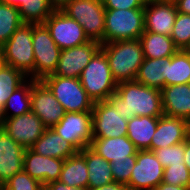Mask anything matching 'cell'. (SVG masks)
Wrapping results in <instances>:
<instances>
[{
  "instance_id": "cell-1",
  "label": "cell",
  "mask_w": 190,
  "mask_h": 190,
  "mask_svg": "<svg viewBox=\"0 0 190 190\" xmlns=\"http://www.w3.org/2000/svg\"><path fill=\"white\" fill-rule=\"evenodd\" d=\"M108 100L116 110H120L126 120L133 116L163 115L161 90L150 88L136 80L117 83L116 92Z\"/></svg>"
},
{
  "instance_id": "cell-2",
  "label": "cell",
  "mask_w": 190,
  "mask_h": 190,
  "mask_svg": "<svg viewBox=\"0 0 190 190\" xmlns=\"http://www.w3.org/2000/svg\"><path fill=\"white\" fill-rule=\"evenodd\" d=\"M105 53L112 77L116 83L133 81L144 61V53L139 39L118 40L101 45Z\"/></svg>"
},
{
  "instance_id": "cell-3",
  "label": "cell",
  "mask_w": 190,
  "mask_h": 190,
  "mask_svg": "<svg viewBox=\"0 0 190 190\" xmlns=\"http://www.w3.org/2000/svg\"><path fill=\"white\" fill-rule=\"evenodd\" d=\"M79 80L93 102L108 100L116 92L117 83L112 77L108 59L101 49L83 69Z\"/></svg>"
},
{
  "instance_id": "cell-4",
  "label": "cell",
  "mask_w": 190,
  "mask_h": 190,
  "mask_svg": "<svg viewBox=\"0 0 190 190\" xmlns=\"http://www.w3.org/2000/svg\"><path fill=\"white\" fill-rule=\"evenodd\" d=\"M33 24L24 23L2 46L3 63L34 80Z\"/></svg>"
},
{
  "instance_id": "cell-5",
  "label": "cell",
  "mask_w": 190,
  "mask_h": 190,
  "mask_svg": "<svg viewBox=\"0 0 190 190\" xmlns=\"http://www.w3.org/2000/svg\"><path fill=\"white\" fill-rule=\"evenodd\" d=\"M103 44L139 39L145 31L144 9H106Z\"/></svg>"
},
{
  "instance_id": "cell-6",
  "label": "cell",
  "mask_w": 190,
  "mask_h": 190,
  "mask_svg": "<svg viewBox=\"0 0 190 190\" xmlns=\"http://www.w3.org/2000/svg\"><path fill=\"white\" fill-rule=\"evenodd\" d=\"M61 10L83 27L89 40L103 44L106 9L102 0H72Z\"/></svg>"
},
{
  "instance_id": "cell-7",
  "label": "cell",
  "mask_w": 190,
  "mask_h": 190,
  "mask_svg": "<svg viewBox=\"0 0 190 190\" xmlns=\"http://www.w3.org/2000/svg\"><path fill=\"white\" fill-rule=\"evenodd\" d=\"M66 112H92L94 102L79 78L49 75L42 80Z\"/></svg>"
},
{
  "instance_id": "cell-8",
  "label": "cell",
  "mask_w": 190,
  "mask_h": 190,
  "mask_svg": "<svg viewBox=\"0 0 190 190\" xmlns=\"http://www.w3.org/2000/svg\"><path fill=\"white\" fill-rule=\"evenodd\" d=\"M34 80H43L54 74L61 49L52 39L44 23L33 24Z\"/></svg>"
},
{
  "instance_id": "cell-9",
  "label": "cell",
  "mask_w": 190,
  "mask_h": 190,
  "mask_svg": "<svg viewBox=\"0 0 190 190\" xmlns=\"http://www.w3.org/2000/svg\"><path fill=\"white\" fill-rule=\"evenodd\" d=\"M128 120L109 101L94 102L92 109L93 138L127 136Z\"/></svg>"
},
{
  "instance_id": "cell-10",
  "label": "cell",
  "mask_w": 190,
  "mask_h": 190,
  "mask_svg": "<svg viewBox=\"0 0 190 190\" xmlns=\"http://www.w3.org/2000/svg\"><path fill=\"white\" fill-rule=\"evenodd\" d=\"M53 129L79 152L93 139L92 112H66Z\"/></svg>"
},
{
  "instance_id": "cell-11",
  "label": "cell",
  "mask_w": 190,
  "mask_h": 190,
  "mask_svg": "<svg viewBox=\"0 0 190 190\" xmlns=\"http://www.w3.org/2000/svg\"><path fill=\"white\" fill-rule=\"evenodd\" d=\"M58 47L72 48L89 42L83 27L62 10H55L44 22Z\"/></svg>"
},
{
  "instance_id": "cell-12",
  "label": "cell",
  "mask_w": 190,
  "mask_h": 190,
  "mask_svg": "<svg viewBox=\"0 0 190 190\" xmlns=\"http://www.w3.org/2000/svg\"><path fill=\"white\" fill-rule=\"evenodd\" d=\"M164 167L151 150H138L128 190H153L163 179Z\"/></svg>"
},
{
  "instance_id": "cell-13",
  "label": "cell",
  "mask_w": 190,
  "mask_h": 190,
  "mask_svg": "<svg viewBox=\"0 0 190 190\" xmlns=\"http://www.w3.org/2000/svg\"><path fill=\"white\" fill-rule=\"evenodd\" d=\"M0 127L24 149H30L46 129L32 111L13 118H0Z\"/></svg>"
},
{
  "instance_id": "cell-14",
  "label": "cell",
  "mask_w": 190,
  "mask_h": 190,
  "mask_svg": "<svg viewBox=\"0 0 190 190\" xmlns=\"http://www.w3.org/2000/svg\"><path fill=\"white\" fill-rule=\"evenodd\" d=\"M31 111L46 128H53L66 114L65 109L42 80H36L31 89Z\"/></svg>"
},
{
  "instance_id": "cell-15",
  "label": "cell",
  "mask_w": 190,
  "mask_h": 190,
  "mask_svg": "<svg viewBox=\"0 0 190 190\" xmlns=\"http://www.w3.org/2000/svg\"><path fill=\"white\" fill-rule=\"evenodd\" d=\"M101 43L90 40L89 42L60 51L57 68L52 75L67 78H79L83 69L93 56L101 49Z\"/></svg>"
},
{
  "instance_id": "cell-16",
  "label": "cell",
  "mask_w": 190,
  "mask_h": 190,
  "mask_svg": "<svg viewBox=\"0 0 190 190\" xmlns=\"http://www.w3.org/2000/svg\"><path fill=\"white\" fill-rule=\"evenodd\" d=\"M190 136V123L181 118L162 115L151 140V151L185 142Z\"/></svg>"
},
{
  "instance_id": "cell-17",
  "label": "cell",
  "mask_w": 190,
  "mask_h": 190,
  "mask_svg": "<svg viewBox=\"0 0 190 190\" xmlns=\"http://www.w3.org/2000/svg\"><path fill=\"white\" fill-rule=\"evenodd\" d=\"M64 161V159L42 156L31 148L25 149L23 171L45 186L59 180Z\"/></svg>"
},
{
  "instance_id": "cell-18",
  "label": "cell",
  "mask_w": 190,
  "mask_h": 190,
  "mask_svg": "<svg viewBox=\"0 0 190 190\" xmlns=\"http://www.w3.org/2000/svg\"><path fill=\"white\" fill-rule=\"evenodd\" d=\"M177 14L174 3L147 0L144 7L145 31L170 37Z\"/></svg>"
},
{
  "instance_id": "cell-19",
  "label": "cell",
  "mask_w": 190,
  "mask_h": 190,
  "mask_svg": "<svg viewBox=\"0 0 190 190\" xmlns=\"http://www.w3.org/2000/svg\"><path fill=\"white\" fill-rule=\"evenodd\" d=\"M25 149L0 127V186L23 171Z\"/></svg>"
},
{
  "instance_id": "cell-20",
  "label": "cell",
  "mask_w": 190,
  "mask_h": 190,
  "mask_svg": "<svg viewBox=\"0 0 190 190\" xmlns=\"http://www.w3.org/2000/svg\"><path fill=\"white\" fill-rule=\"evenodd\" d=\"M163 114L190 123V83L165 86L161 90Z\"/></svg>"
},
{
  "instance_id": "cell-21",
  "label": "cell",
  "mask_w": 190,
  "mask_h": 190,
  "mask_svg": "<svg viewBox=\"0 0 190 190\" xmlns=\"http://www.w3.org/2000/svg\"><path fill=\"white\" fill-rule=\"evenodd\" d=\"M90 148L107 162L128 159V156L137 155L138 149L127 137L93 138Z\"/></svg>"
},
{
  "instance_id": "cell-22",
  "label": "cell",
  "mask_w": 190,
  "mask_h": 190,
  "mask_svg": "<svg viewBox=\"0 0 190 190\" xmlns=\"http://www.w3.org/2000/svg\"><path fill=\"white\" fill-rule=\"evenodd\" d=\"M31 149L42 156L66 159L78 151L53 128H46L43 135L33 144Z\"/></svg>"
},
{
  "instance_id": "cell-23",
  "label": "cell",
  "mask_w": 190,
  "mask_h": 190,
  "mask_svg": "<svg viewBox=\"0 0 190 190\" xmlns=\"http://www.w3.org/2000/svg\"><path fill=\"white\" fill-rule=\"evenodd\" d=\"M79 153L85 158L88 171V188H98L114 182L110 162L98 155L90 147Z\"/></svg>"
},
{
  "instance_id": "cell-24",
  "label": "cell",
  "mask_w": 190,
  "mask_h": 190,
  "mask_svg": "<svg viewBox=\"0 0 190 190\" xmlns=\"http://www.w3.org/2000/svg\"><path fill=\"white\" fill-rule=\"evenodd\" d=\"M159 117L133 116L128 120L127 137L138 150H151V140Z\"/></svg>"
},
{
  "instance_id": "cell-25",
  "label": "cell",
  "mask_w": 190,
  "mask_h": 190,
  "mask_svg": "<svg viewBox=\"0 0 190 190\" xmlns=\"http://www.w3.org/2000/svg\"><path fill=\"white\" fill-rule=\"evenodd\" d=\"M169 58H145L135 80L150 88L162 90L166 86L167 60Z\"/></svg>"
},
{
  "instance_id": "cell-26",
  "label": "cell",
  "mask_w": 190,
  "mask_h": 190,
  "mask_svg": "<svg viewBox=\"0 0 190 190\" xmlns=\"http://www.w3.org/2000/svg\"><path fill=\"white\" fill-rule=\"evenodd\" d=\"M0 2L18 7L22 20L29 24L44 23L55 11L49 0H0Z\"/></svg>"
},
{
  "instance_id": "cell-27",
  "label": "cell",
  "mask_w": 190,
  "mask_h": 190,
  "mask_svg": "<svg viewBox=\"0 0 190 190\" xmlns=\"http://www.w3.org/2000/svg\"><path fill=\"white\" fill-rule=\"evenodd\" d=\"M139 41L142 46L144 58L156 59L171 57L179 49L174 45L171 37L144 31Z\"/></svg>"
},
{
  "instance_id": "cell-28",
  "label": "cell",
  "mask_w": 190,
  "mask_h": 190,
  "mask_svg": "<svg viewBox=\"0 0 190 190\" xmlns=\"http://www.w3.org/2000/svg\"><path fill=\"white\" fill-rule=\"evenodd\" d=\"M36 80L28 78L7 98L0 118H13L31 111V89Z\"/></svg>"
},
{
  "instance_id": "cell-29",
  "label": "cell",
  "mask_w": 190,
  "mask_h": 190,
  "mask_svg": "<svg viewBox=\"0 0 190 190\" xmlns=\"http://www.w3.org/2000/svg\"><path fill=\"white\" fill-rule=\"evenodd\" d=\"M59 181L70 187L88 188L87 165L79 152L65 159Z\"/></svg>"
},
{
  "instance_id": "cell-30",
  "label": "cell",
  "mask_w": 190,
  "mask_h": 190,
  "mask_svg": "<svg viewBox=\"0 0 190 190\" xmlns=\"http://www.w3.org/2000/svg\"><path fill=\"white\" fill-rule=\"evenodd\" d=\"M190 83V53L179 49L167 60L166 86Z\"/></svg>"
},
{
  "instance_id": "cell-31",
  "label": "cell",
  "mask_w": 190,
  "mask_h": 190,
  "mask_svg": "<svg viewBox=\"0 0 190 190\" xmlns=\"http://www.w3.org/2000/svg\"><path fill=\"white\" fill-rule=\"evenodd\" d=\"M23 24L18 7L0 2V46H3Z\"/></svg>"
},
{
  "instance_id": "cell-32",
  "label": "cell",
  "mask_w": 190,
  "mask_h": 190,
  "mask_svg": "<svg viewBox=\"0 0 190 190\" xmlns=\"http://www.w3.org/2000/svg\"><path fill=\"white\" fill-rule=\"evenodd\" d=\"M27 79L28 77L12 66L4 63L0 66V112L10 94Z\"/></svg>"
},
{
  "instance_id": "cell-33",
  "label": "cell",
  "mask_w": 190,
  "mask_h": 190,
  "mask_svg": "<svg viewBox=\"0 0 190 190\" xmlns=\"http://www.w3.org/2000/svg\"><path fill=\"white\" fill-rule=\"evenodd\" d=\"M170 37L178 49H184L189 44L190 14H182L178 12Z\"/></svg>"
},
{
  "instance_id": "cell-34",
  "label": "cell",
  "mask_w": 190,
  "mask_h": 190,
  "mask_svg": "<svg viewBox=\"0 0 190 190\" xmlns=\"http://www.w3.org/2000/svg\"><path fill=\"white\" fill-rule=\"evenodd\" d=\"M161 165L166 168L170 165L185 164L184 142L153 151Z\"/></svg>"
},
{
  "instance_id": "cell-35",
  "label": "cell",
  "mask_w": 190,
  "mask_h": 190,
  "mask_svg": "<svg viewBox=\"0 0 190 190\" xmlns=\"http://www.w3.org/2000/svg\"><path fill=\"white\" fill-rule=\"evenodd\" d=\"M2 190H44V186L38 180L32 178L26 172L21 171L14 174L5 182Z\"/></svg>"
},
{
  "instance_id": "cell-36",
  "label": "cell",
  "mask_w": 190,
  "mask_h": 190,
  "mask_svg": "<svg viewBox=\"0 0 190 190\" xmlns=\"http://www.w3.org/2000/svg\"><path fill=\"white\" fill-rule=\"evenodd\" d=\"M162 182L190 188V172L185 164L170 165L164 168Z\"/></svg>"
},
{
  "instance_id": "cell-37",
  "label": "cell",
  "mask_w": 190,
  "mask_h": 190,
  "mask_svg": "<svg viewBox=\"0 0 190 190\" xmlns=\"http://www.w3.org/2000/svg\"><path fill=\"white\" fill-rule=\"evenodd\" d=\"M135 163L136 155L128 156V159L115 160L113 163H110L114 181L127 185L131 179L132 169Z\"/></svg>"
},
{
  "instance_id": "cell-38",
  "label": "cell",
  "mask_w": 190,
  "mask_h": 190,
  "mask_svg": "<svg viewBox=\"0 0 190 190\" xmlns=\"http://www.w3.org/2000/svg\"><path fill=\"white\" fill-rule=\"evenodd\" d=\"M147 0H102L105 9H144Z\"/></svg>"
},
{
  "instance_id": "cell-39",
  "label": "cell",
  "mask_w": 190,
  "mask_h": 190,
  "mask_svg": "<svg viewBox=\"0 0 190 190\" xmlns=\"http://www.w3.org/2000/svg\"><path fill=\"white\" fill-rule=\"evenodd\" d=\"M44 190H88V188L70 187L58 180L45 185Z\"/></svg>"
},
{
  "instance_id": "cell-40",
  "label": "cell",
  "mask_w": 190,
  "mask_h": 190,
  "mask_svg": "<svg viewBox=\"0 0 190 190\" xmlns=\"http://www.w3.org/2000/svg\"><path fill=\"white\" fill-rule=\"evenodd\" d=\"M88 190H128V187L123 183L114 181L112 183L100 186L98 188H88Z\"/></svg>"
},
{
  "instance_id": "cell-41",
  "label": "cell",
  "mask_w": 190,
  "mask_h": 190,
  "mask_svg": "<svg viewBox=\"0 0 190 190\" xmlns=\"http://www.w3.org/2000/svg\"><path fill=\"white\" fill-rule=\"evenodd\" d=\"M177 11L182 14H190V0H177Z\"/></svg>"
},
{
  "instance_id": "cell-42",
  "label": "cell",
  "mask_w": 190,
  "mask_h": 190,
  "mask_svg": "<svg viewBox=\"0 0 190 190\" xmlns=\"http://www.w3.org/2000/svg\"><path fill=\"white\" fill-rule=\"evenodd\" d=\"M153 190H189V188L183 187V186H178V185L166 184L164 182H161Z\"/></svg>"
},
{
  "instance_id": "cell-43",
  "label": "cell",
  "mask_w": 190,
  "mask_h": 190,
  "mask_svg": "<svg viewBox=\"0 0 190 190\" xmlns=\"http://www.w3.org/2000/svg\"><path fill=\"white\" fill-rule=\"evenodd\" d=\"M184 162L190 172V136L184 142Z\"/></svg>"
},
{
  "instance_id": "cell-44",
  "label": "cell",
  "mask_w": 190,
  "mask_h": 190,
  "mask_svg": "<svg viewBox=\"0 0 190 190\" xmlns=\"http://www.w3.org/2000/svg\"><path fill=\"white\" fill-rule=\"evenodd\" d=\"M72 0H49L50 5L54 8V10H61Z\"/></svg>"
},
{
  "instance_id": "cell-45",
  "label": "cell",
  "mask_w": 190,
  "mask_h": 190,
  "mask_svg": "<svg viewBox=\"0 0 190 190\" xmlns=\"http://www.w3.org/2000/svg\"><path fill=\"white\" fill-rule=\"evenodd\" d=\"M151 1H156V2H166V3H176L177 0H151Z\"/></svg>"
},
{
  "instance_id": "cell-46",
  "label": "cell",
  "mask_w": 190,
  "mask_h": 190,
  "mask_svg": "<svg viewBox=\"0 0 190 190\" xmlns=\"http://www.w3.org/2000/svg\"><path fill=\"white\" fill-rule=\"evenodd\" d=\"M3 64L2 46H0V66Z\"/></svg>"
},
{
  "instance_id": "cell-47",
  "label": "cell",
  "mask_w": 190,
  "mask_h": 190,
  "mask_svg": "<svg viewBox=\"0 0 190 190\" xmlns=\"http://www.w3.org/2000/svg\"><path fill=\"white\" fill-rule=\"evenodd\" d=\"M183 50L190 53V41L189 44Z\"/></svg>"
}]
</instances>
